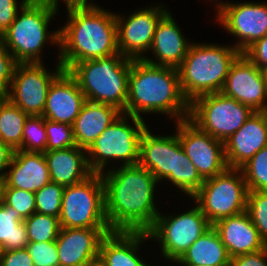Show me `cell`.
<instances>
[{
    "instance_id": "9c48e42d",
    "label": "cell",
    "mask_w": 267,
    "mask_h": 266,
    "mask_svg": "<svg viewBox=\"0 0 267 266\" xmlns=\"http://www.w3.org/2000/svg\"><path fill=\"white\" fill-rule=\"evenodd\" d=\"M59 223L61 228H110L100 173L64 188Z\"/></svg>"
},
{
    "instance_id": "d6986e66",
    "label": "cell",
    "mask_w": 267,
    "mask_h": 266,
    "mask_svg": "<svg viewBox=\"0 0 267 266\" xmlns=\"http://www.w3.org/2000/svg\"><path fill=\"white\" fill-rule=\"evenodd\" d=\"M266 146L267 111H256L237 132L224 142L228 168L240 169Z\"/></svg>"
},
{
    "instance_id": "603a6c76",
    "label": "cell",
    "mask_w": 267,
    "mask_h": 266,
    "mask_svg": "<svg viewBox=\"0 0 267 266\" xmlns=\"http://www.w3.org/2000/svg\"><path fill=\"white\" fill-rule=\"evenodd\" d=\"M4 176V187L37 192L50 183V173L43 153L15 150Z\"/></svg>"
},
{
    "instance_id": "ffe728a7",
    "label": "cell",
    "mask_w": 267,
    "mask_h": 266,
    "mask_svg": "<svg viewBox=\"0 0 267 266\" xmlns=\"http://www.w3.org/2000/svg\"><path fill=\"white\" fill-rule=\"evenodd\" d=\"M86 101L77 81L64 70L49 87L42 116L72 125Z\"/></svg>"
},
{
    "instance_id": "60d3db41",
    "label": "cell",
    "mask_w": 267,
    "mask_h": 266,
    "mask_svg": "<svg viewBox=\"0 0 267 266\" xmlns=\"http://www.w3.org/2000/svg\"><path fill=\"white\" fill-rule=\"evenodd\" d=\"M0 266H34L33 260L25 249L2 251Z\"/></svg>"
},
{
    "instance_id": "74e56055",
    "label": "cell",
    "mask_w": 267,
    "mask_h": 266,
    "mask_svg": "<svg viewBox=\"0 0 267 266\" xmlns=\"http://www.w3.org/2000/svg\"><path fill=\"white\" fill-rule=\"evenodd\" d=\"M16 62L12 54L1 44L0 45V92L8 93L12 81V75Z\"/></svg>"
},
{
    "instance_id": "e0dca14e",
    "label": "cell",
    "mask_w": 267,
    "mask_h": 266,
    "mask_svg": "<svg viewBox=\"0 0 267 266\" xmlns=\"http://www.w3.org/2000/svg\"><path fill=\"white\" fill-rule=\"evenodd\" d=\"M221 92L254 112L267 111V88L261 69L243 53L231 65Z\"/></svg>"
},
{
    "instance_id": "7402d4cb",
    "label": "cell",
    "mask_w": 267,
    "mask_h": 266,
    "mask_svg": "<svg viewBox=\"0 0 267 266\" xmlns=\"http://www.w3.org/2000/svg\"><path fill=\"white\" fill-rule=\"evenodd\" d=\"M192 43H188L172 15L167 12L157 24L153 42L149 50L159 62L142 57L147 63L158 66L178 68Z\"/></svg>"
},
{
    "instance_id": "484cf974",
    "label": "cell",
    "mask_w": 267,
    "mask_h": 266,
    "mask_svg": "<svg viewBox=\"0 0 267 266\" xmlns=\"http://www.w3.org/2000/svg\"><path fill=\"white\" fill-rule=\"evenodd\" d=\"M146 239L147 232L112 231L101 241L98 261L103 266H139L143 261L136 253Z\"/></svg>"
},
{
    "instance_id": "52a82bcc",
    "label": "cell",
    "mask_w": 267,
    "mask_h": 266,
    "mask_svg": "<svg viewBox=\"0 0 267 266\" xmlns=\"http://www.w3.org/2000/svg\"><path fill=\"white\" fill-rule=\"evenodd\" d=\"M57 9L58 2L54 0H28L20 8L21 15L18 12L13 23L1 35L2 45L9 52L12 51L17 64L41 63L39 54L49 37L52 43L59 44V30L54 34H49L47 30Z\"/></svg>"
},
{
    "instance_id": "3957f363",
    "label": "cell",
    "mask_w": 267,
    "mask_h": 266,
    "mask_svg": "<svg viewBox=\"0 0 267 266\" xmlns=\"http://www.w3.org/2000/svg\"><path fill=\"white\" fill-rule=\"evenodd\" d=\"M143 112L169 114L176 122L189 118L190 103L182 93L177 68L132 59L126 114L142 118Z\"/></svg>"
},
{
    "instance_id": "4fadbf2b",
    "label": "cell",
    "mask_w": 267,
    "mask_h": 266,
    "mask_svg": "<svg viewBox=\"0 0 267 266\" xmlns=\"http://www.w3.org/2000/svg\"><path fill=\"white\" fill-rule=\"evenodd\" d=\"M64 71L60 63L55 73H49L42 63L16 64L9 100L29 116H42L51 83Z\"/></svg>"
},
{
    "instance_id": "f546056e",
    "label": "cell",
    "mask_w": 267,
    "mask_h": 266,
    "mask_svg": "<svg viewBox=\"0 0 267 266\" xmlns=\"http://www.w3.org/2000/svg\"><path fill=\"white\" fill-rule=\"evenodd\" d=\"M29 242H52L56 241L59 231V218L35 212L23 220Z\"/></svg>"
},
{
    "instance_id": "d6a6232c",
    "label": "cell",
    "mask_w": 267,
    "mask_h": 266,
    "mask_svg": "<svg viewBox=\"0 0 267 266\" xmlns=\"http://www.w3.org/2000/svg\"><path fill=\"white\" fill-rule=\"evenodd\" d=\"M64 188L57 183L50 182L35 192L36 212L59 218Z\"/></svg>"
},
{
    "instance_id": "4316f807",
    "label": "cell",
    "mask_w": 267,
    "mask_h": 266,
    "mask_svg": "<svg viewBox=\"0 0 267 266\" xmlns=\"http://www.w3.org/2000/svg\"><path fill=\"white\" fill-rule=\"evenodd\" d=\"M231 257L213 225L176 261L185 266H230Z\"/></svg>"
},
{
    "instance_id": "681fc988",
    "label": "cell",
    "mask_w": 267,
    "mask_h": 266,
    "mask_svg": "<svg viewBox=\"0 0 267 266\" xmlns=\"http://www.w3.org/2000/svg\"><path fill=\"white\" fill-rule=\"evenodd\" d=\"M54 1H57L58 2V0H54ZM64 2H67V1H77V0H63Z\"/></svg>"
},
{
    "instance_id": "ab89813d",
    "label": "cell",
    "mask_w": 267,
    "mask_h": 266,
    "mask_svg": "<svg viewBox=\"0 0 267 266\" xmlns=\"http://www.w3.org/2000/svg\"><path fill=\"white\" fill-rule=\"evenodd\" d=\"M243 54L258 68L267 67V35L250 45Z\"/></svg>"
},
{
    "instance_id": "ba28073f",
    "label": "cell",
    "mask_w": 267,
    "mask_h": 266,
    "mask_svg": "<svg viewBox=\"0 0 267 266\" xmlns=\"http://www.w3.org/2000/svg\"><path fill=\"white\" fill-rule=\"evenodd\" d=\"M127 116L132 119L136 129L128 124ZM146 128L143 118L121 113L87 148L85 154L89 153L87 161L90 170L101 174L108 159L121 160L123 166L138 164L140 138Z\"/></svg>"
},
{
    "instance_id": "7c38bea8",
    "label": "cell",
    "mask_w": 267,
    "mask_h": 266,
    "mask_svg": "<svg viewBox=\"0 0 267 266\" xmlns=\"http://www.w3.org/2000/svg\"><path fill=\"white\" fill-rule=\"evenodd\" d=\"M211 226L200 208L195 206L175 217L159 213L147 234L160 243L166 259L176 262Z\"/></svg>"
},
{
    "instance_id": "83f0119b",
    "label": "cell",
    "mask_w": 267,
    "mask_h": 266,
    "mask_svg": "<svg viewBox=\"0 0 267 266\" xmlns=\"http://www.w3.org/2000/svg\"><path fill=\"white\" fill-rule=\"evenodd\" d=\"M24 219L4 202L0 205V248L2 251L25 249L29 243Z\"/></svg>"
},
{
    "instance_id": "1f68e13d",
    "label": "cell",
    "mask_w": 267,
    "mask_h": 266,
    "mask_svg": "<svg viewBox=\"0 0 267 266\" xmlns=\"http://www.w3.org/2000/svg\"><path fill=\"white\" fill-rule=\"evenodd\" d=\"M248 191H267V146L241 168Z\"/></svg>"
},
{
    "instance_id": "44dd1931",
    "label": "cell",
    "mask_w": 267,
    "mask_h": 266,
    "mask_svg": "<svg viewBox=\"0 0 267 266\" xmlns=\"http://www.w3.org/2000/svg\"><path fill=\"white\" fill-rule=\"evenodd\" d=\"M213 227L218 231L231 258L257 252L266 247L247 211L220 219Z\"/></svg>"
},
{
    "instance_id": "2e32d148",
    "label": "cell",
    "mask_w": 267,
    "mask_h": 266,
    "mask_svg": "<svg viewBox=\"0 0 267 266\" xmlns=\"http://www.w3.org/2000/svg\"><path fill=\"white\" fill-rule=\"evenodd\" d=\"M167 12L163 6H155L137 10L127 19L116 15L118 52L131 59H142L152 45L157 24Z\"/></svg>"
},
{
    "instance_id": "b9f144b4",
    "label": "cell",
    "mask_w": 267,
    "mask_h": 266,
    "mask_svg": "<svg viewBox=\"0 0 267 266\" xmlns=\"http://www.w3.org/2000/svg\"><path fill=\"white\" fill-rule=\"evenodd\" d=\"M267 246L257 252L231 258L230 266H267Z\"/></svg>"
},
{
    "instance_id": "ee69618b",
    "label": "cell",
    "mask_w": 267,
    "mask_h": 266,
    "mask_svg": "<svg viewBox=\"0 0 267 266\" xmlns=\"http://www.w3.org/2000/svg\"><path fill=\"white\" fill-rule=\"evenodd\" d=\"M8 100H9L8 93H1L0 92V110Z\"/></svg>"
},
{
    "instance_id": "277c9868",
    "label": "cell",
    "mask_w": 267,
    "mask_h": 266,
    "mask_svg": "<svg viewBox=\"0 0 267 266\" xmlns=\"http://www.w3.org/2000/svg\"><path fill=\"white\" fill-rule=\"evenodd\" d=\"M132 59L117 53L74 63L67 71L87 101L113 106L126 113Z\"/></svg>"
},
{
    "instance_id": "f1b7e54d",
    "label": "cell",
    "mask_w": 267,
    "mask_h": 266,
    "mask_svg": "<svg viewBox=\"0 0 267 266\" xmlns=\"http://www.w3.org/2000/svg\"><path fill=\"white\" fill-rule=\"evenodd\" d=\"M28 114L8 100L0 110V140L14 151L22 145V135Z\"/></svg>"
},
{
    "instance_id": "7dc6e473",
    "label": "cell",
    "mask_w": 267,
    "mask_h": 266,
    "mask_svg": "<svg viewBox=\"0 0 267 266\" xmlns=\"http://www.w3.org/2000/svg\"><path fill=\"white\" fill-rule=\"evenodd\" d=\"M90 266H103L99 261L94 262Z\"/></svg>"
},
{
    "instance_id": "e575fe53",
    "label": "cell",
    "mask_w": 267,
    "mask_h": 266,
    "mask_svg": "<svg viewBox=\"0 0 267 266\" xmlns=\"http://www.w3.org/2000/svg\"><path fill=\"white\" fill-rule=\"evenodd\" d=\"M47 151L76 146L72 125L45 119Z\"/></svg>"
},
{
    "instance_id": "8fae6325",
    "label": "cell",
    "mask_w": 267,
    "mask_h": 266,
    "mask_svg": "<svg viewBox=\"0 0 267 266\" xmlns=\"http://www.w3.org/2000/svg\"><path fill=\"white\" fill-rule=\"evenodd\" d=\"M253 113L249 106L217 92L195 98L190 103L188 119L201 131L224 143Z\"/></svg>"
},
{
    "instance_id": "d590c367",
    "label": "cell",
    "mask_w": 267,
    "mask_h": 266,
    "mask_svg": "<svg viewBox=\"0 0 267 266\" xmlns=\"http://www.w3.org/2000/svg\"><path fill=\"white\" fill-rule=\"evenodd\" d=\"M3 202L13 207L23 219L28 218L36 212L35 192L4 187Z\"/></svg>"
},
{
    "instance_id": "8992f818",
    "label": "cell",
    "mask_w": 267,
    "mask_h": 266,
    "mask_svg": "<svg viewBox=\"0 0 267 266\" xmlns=\"http://www.w3.org/2000/svg\"><path fill=\"white\" fill-rule=\"evenodd\" d=\"M241 52L235 47L214 44H191L178 69L184 97L195 98L221 92L230 67Z\"/></svg>"
},
{
    "instance_id": "30bf717a",
    "label": "cell",
    "mask_w": 267,
    "mask_h": 266,
    "mask_svg": "<svg viewBox=\"0 0 267 266\" xmlns=\"http://www.w3.org/2000/svg\"><path fill=\"white\" fill-rule=\"evenodd\" d=\"M247 196L248 187L241 169L227 168L221 174L205 179L192 198L213 225L220 219L246 211Z\"/></svg>"
},
{
    "instance_id": "c3c4849f",
    "label": "cell",
    "mask_w": 267,
    "mask_h": 266,
    "mask_svg": "<svg viewBox=\"0 0 267 266\" xmlns=\"http://www.w3.org/2000/svg\"><path fill=\"white\" fill-rule=\"evenodd\" d=\"M139 266H149L145 262H142Z\"/></svg>"
},
{
    "instance_id": "d4e9b609",
    "label": "cell",
    "mask_w": 267,
    "mask_h": 266,
    "mask_svg": "<svg viewBox=\"0 0 267 266\" xmlns=\"http://www.w3.org/2000/svg\"><path fill=\"white\" fill-rule=\"evenodd\" d=\"M121 113L113 106L86 101L72 124L76 146L87 150Z\"/></svg>"
},
{
    "instance_id": "4dcf8cb0",
    "label": "cell",
    "mask_w": 267,
    "mask_h": 266,
    "mask_svg": "<svg viewBox=\"0 0 267 266\" xmlns=\"http://www.w3.org/2000/svg\"><path fill=\"white\" fill-rule=\"evenodd\" d=\"M18 150L35 153L47 151L45 118L43 116H28L24 124L22 145Z\"/></svg>"
},
{
    "instance_id": "9a60e30c",
    "label": "cell",
    "mask_w": 267,
    "mask_h": 266,
    "mask_svg": "<svg viewBox=\"0 0 267 266\" xmlns=\"http://www.w3.org/2000/svg\"><path fill=\"white\" fill-rule=\"evenodd\" d=\"M217 8V21L232 35L241 38L235 44L241 53L267 35L266 3H220Z\"/></svg>"
},
{
    "instance_id": "836d02e7",
    "label": "cell",
    "mask_w": 267,
    "mask_h": 266,
    "mask_svg": "<svg viewBox=\"0 0 267 266\" xmlns=\"http://www.w3.org/2000/svg\"><path fill=\"white\" fill-rule=\"evenodd\" d=\"M246 211L267 246V191H248Z\"/></svg>"
},
{
    "instance_id": "f6af8a7d",
    "label": "cell",
    "mask_w": 267,
    "mask_h": 266,
    "mask_svg": "<svg viewBox=\"0 0 267 266\" xmlns=\"http://www.w3.org/2000/svg\"><path fill=\"white\" fill-rule=\"evenodd\" d=\"M4 177H0V205L3 202Z\"/></svg>"
},
{
    "instance_id": "cb8c5ba5",
    "label": "cell",
    "mask_w": 267,
    "mask_h": 266,
    "mask_svg": "<svg viewBox=\"0 0 267 266\" xmlns=\"http://www.w3.org/2000/svg\"><path fill=\"white\" fill-rule=\"evenodd\" d=\"M84 151L86 149L73 146L43 153L51 182L67 187L80 183L91 176L93 172L90 170Z\"/></svg>"
},
{
    "instance_id": "6da1fadb",
    "label": "cell",
    "mask_w": 267,
    "mask_h": 266,
    "mask_svg": "<svg viewBox=\"0 0 267 266\" xmlns=\"http://www.w3.org/2000/svg\"><path fill=\"white\" fill-rule=\"evenodd\" d=\"M105 173L101 176L110 230L147 232L159 214L154 203V188L159 182L139 164L121 165Z\"/></svg>"
},
{
    "instance_id": "7bdbcfd3",
    "label": "cell",
    "mask_w": 267,
    "mask_h": 266,
    "mask_svg": "<svg viewBox=\"0 0 267 266\" xmlns=\"http://www.w3.org/2000/svg\"><path fill=\"white\" fill-rule=\"evenodd\" d=\"M14 150L7 145L6 143H3L0 140V172L2 170H5L9 168V164L11 163V160L13 158ZM7 171L4 173L2 172L0 174V177H4Z\"/></svg>"
},
{
    "instance_id": "5b68a950",
    "label": "cell",
    "mask_w": 267,
    "mask_h": 266,
    "mask_svg": "<svg viewBox=\"0 0 267 266\" xmlns=\"http://www.w3.org/2000/svg\"><path fill=\"white\" fill-rule=\"evenodd\" d=\"M157 181L169 179L184 193L192 197L204 183L179 141L178 134L156 136L148 127L140 138L139 162Z\"/></svg>"
},
{
    "instance_id": "bcb514c9",
    "label": "cell",
    "mask_w": 267,
    "mask_h": 266,
    "mask_svg": "<svg viewBox=\"0 0 267 266\" xmlns=\"http://www.w3.org/2000/svg\"><path fill=\"white\" fill-rule=\"evenodd\" d=\"M261 72H262L263 80H264L266 88H267V67L261 69Z\"/></svg>"
},
{
    "instance_id": "f35d334b",
    "label": "cell",
    "mask_w": 267,
    "mask_h": 266,
    "mask_svg": "<svg viewBox=\"0 0 267 266\" xmlns=\"http://www.w3.org/2000/svg\"><path fill=\"white\" fill-rule=\"evenodd\" d=\"M28 0H22L21 5L17 6L16 0H0V35L13 23L18 14V7L23 5Z\"/></svg>"
},
{
    "instance_id": "7a4b0ae2",
    "label": "cell",
    "mask_w": 267,
    "mask_h": 266,
    "mask_svg": "<svg viewBox=\"0 0 267 266\" xmlns=\"http://www.w3.org/2000/svg\"><path fill=\"white\" fill-rule=\"evenodd\" d=\"M65 4L69 22L59 30V63L65 71L74 63L118 53L116 14L88 1Z\"/></svg>"
},
{
    "instance_id": "5bb4252c",
    "label": "cell",
    "mask_w": 267,
    "mask_h": 266,
    "mask_svg": "<svg viewBox=\"0 0 267 266\" xmlns=\"http://www.w3.org/2000/svg\"><path fill=\"white\" fill-rule=\"evenodd\" d=\"M176 124L182 148L204 180L221 174L228 168L222 141L201 131L189 119Z\"/></svg>"
},
{
    "instance_id": "8d00e7d4",
    "label": "cell",
    "mask_w": 267,
    "mask_h": 266,
    "mask_svg": "<svg viewBox=\"0 0 267 266\" xmlns=\"http://www.w3.org/2000/svg\"><path fill=\"white\" fill-rule=\"evenodd\" d=\"M34 266H59L56 241L29 242L26 246Z\"/></svg>"
},
{
    "instance_id": "ac0fdd59",
    "label": "cell",
    "mask_w": 267,
    "mask_h": 266,
    "mask_svg": "<svg viewBox=\"0 0 267 266\" xmlns=\"http://www.w3.org/2000/svg\"><path fill=\"white\" fill-rule=\"evenodd\" d=\"M110 232V228H60L59 266H90L98 261L101 241Z\"/></svg>"
}]
</instances>
